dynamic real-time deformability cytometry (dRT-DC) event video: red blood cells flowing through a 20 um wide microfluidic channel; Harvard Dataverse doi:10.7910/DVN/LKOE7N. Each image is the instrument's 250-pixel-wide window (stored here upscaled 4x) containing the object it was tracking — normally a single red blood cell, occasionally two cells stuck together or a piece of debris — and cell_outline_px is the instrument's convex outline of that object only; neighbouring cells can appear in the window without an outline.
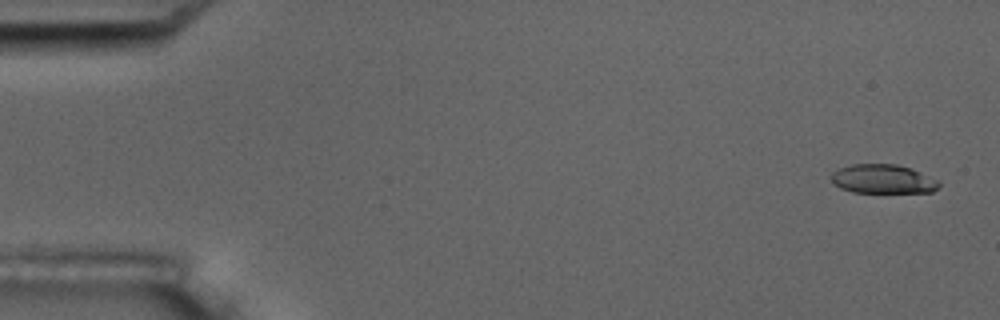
{"species": "common noctule bat (a hibernating species)", "species_latin": "Nyctalus noctula", "temperature_condition": "room temperature", "stored_images_in_passage": 5, "camera_frame_rate_fps": 3000, "um_per_image_px": 0.085, "animal": {"sex": "male", "body_mass_g": 17.5, "forearm_length_mm": 52.3}, "frame": {"image": 1, "passage_image": 1, "time_ms": 0.0, "image_size_px": [1000, 320], "cell_outline_px": [[940, 184], [932, 192], [852, 192], [840, 188], [832, 184], [832, 172], [840, 168], [852, 164], [896, 164], [912, 168], [940, 180]], "centroid_in_image_um": [75.06, 15.21], "position_along_channel_um": 9.9, "area_um2": 18.32}}
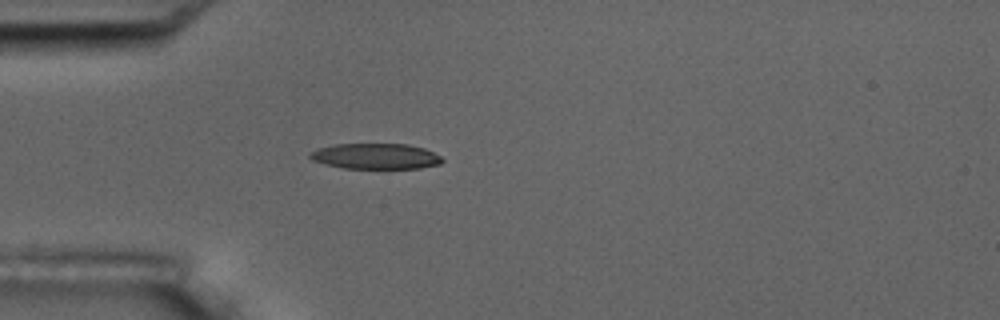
{"frame": {"image": 2, "passage_image": 5, "time_ms": 4.667, "image_size_px": [1000, 320], "cell_outline_px": [[444, 160], [440, 164], [420, 168], [344, 168], [312, 160], [308, 156], [316, 148], [336, 144], [408, 144], [424, 148], [440, 156]], "centroid_in_image_um": [31.94, 13.27], "position_along_channel_um": 53.1, "area_um2": 19.59}}